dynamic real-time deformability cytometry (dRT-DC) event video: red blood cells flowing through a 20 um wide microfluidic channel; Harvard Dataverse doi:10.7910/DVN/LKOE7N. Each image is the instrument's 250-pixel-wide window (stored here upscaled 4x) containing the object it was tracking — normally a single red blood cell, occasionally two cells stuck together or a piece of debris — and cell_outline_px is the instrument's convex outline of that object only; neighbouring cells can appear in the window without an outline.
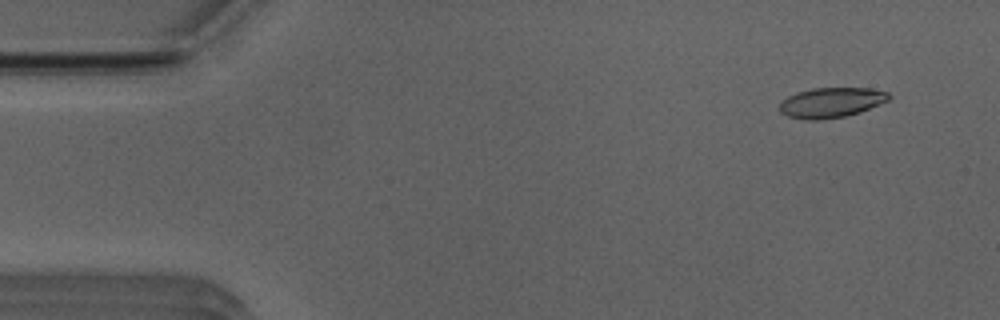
{"species": "Egyptian fruit bat (a non-hibernating species)", "species_latin": "Rousettus aegyptiacus", "temperature_condition": "room temperature", "stored_images_in_passage": 49, "camera_frame_rate_fps": 3000, "um_per_image_px": 0.085, "animal": {"sex": "male"}, "frame": {"image": 1, "passage_image": 1, "time_ms": 0.0, "image_size_px": [1000, 320], "cell_outline_px": [[892, 96], [888, 100], [860, 112], [844, 116], [820, 120], [804, 120], [788, 116], [780, 112], [780, 104], [788, 96], [796, 92], [812, 88], [868, 88], [888, 92]], "centroid_in_image_um": [70.64, 8.71], "position_along_channel_um": 14.4, "area_um2": 19.07}}
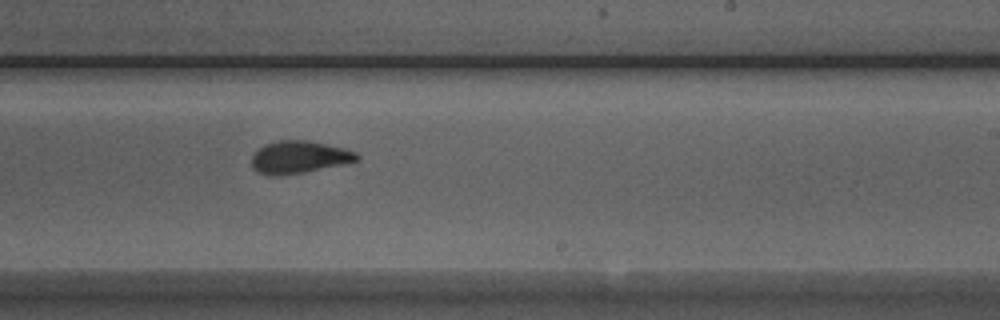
{"frame": {"image": 2, "passage_image": 28, "time_ms": 9.0, "image_size_px": [1000, 320], "cell_outline_px": [[360, 160], [304, 172], [276, 176], [256, 172], [252, 168], [252, 156], [264, 144], [280, 140], [308, 140], [344, 148], [356, 152], [360, 156]], "centroid_in_image_um": [25.42, 13.35], "position_along_channel_um": 263.6, "area_um2": 19.77}}
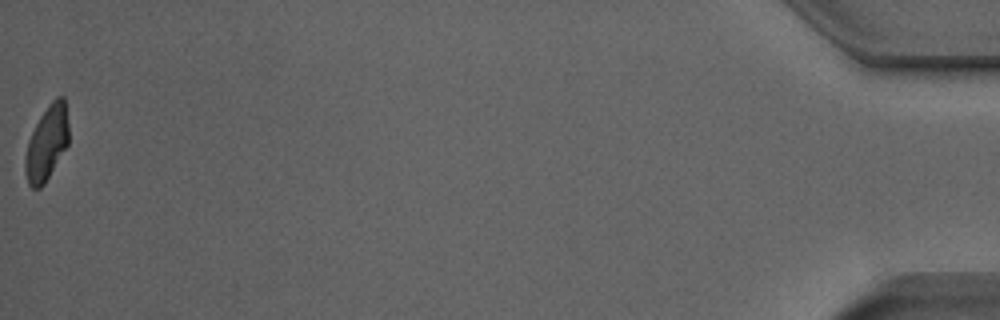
{"frame": {"image": 3, "passage_image": 49, "time_ms": 16.0, "image_size_px": [1000, 320], "cell_outline_px": [[68, 144], [44, 184], [40, 188], [32, 188], [28, 184], [24, 172], [24, 160], [28, 140], [40, 116], [52, 100], [56, 96], [64, 96], [68, 124]], "centroid_in_image_um": [3.96, 12.17], "position_along_channel_um": 431.2, "area_um2": 18.84}, "authors_computed_cell_mechanics": {"area_um2": 19.8254, "velocity_mm_per_s": 3.9229, "shape_relaxation_time_tau1_ms": 5.4542, "shape_relaxation_time_tau2_ms": 1.7696, "deformation_change_tau1": 0.1569, "deformation_change_tau2": 0.0788}}